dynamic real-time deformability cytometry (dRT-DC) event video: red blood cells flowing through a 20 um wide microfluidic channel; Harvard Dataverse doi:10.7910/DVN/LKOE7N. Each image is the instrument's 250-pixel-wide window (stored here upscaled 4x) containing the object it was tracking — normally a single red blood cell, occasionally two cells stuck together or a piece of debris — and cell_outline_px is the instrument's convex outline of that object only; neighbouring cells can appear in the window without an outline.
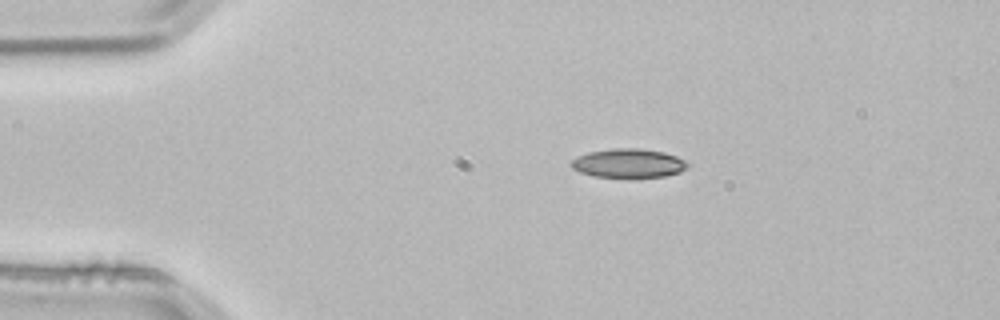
{"species": "common noctule bat (a hibernating species)", "species_latin": "Nyctalus noctula", "temperature_condition": "room temperature", "stored_images_in_passage": 1, "camera_frame_rate_fps": 3000, "um_per_image_px": 0.085, "animal": {"sex": "male", "body_mass_g": 21.5, "forearm_length_mm": 52.0}, "frame": {"image": 1, "passage_image": 1, "time_ms": 0.0, "image_size_px": [1000, 320], "cell_outline_px": [[688, 168], [680, 172], [664, 176], [628, 180], [592, 176], [580, 172], [572, 168], [568, 164], [576, 156], [588, 152], [612, 148], [636, 148], [664, 152], [676, 156], [684, 160], [688, 164]], "centroid_in_image_um": [53.38, 13.92], "position_along_channel_um": 31.6, "area_um2": 20.46}}